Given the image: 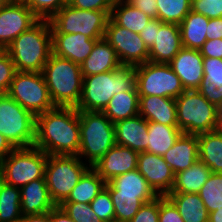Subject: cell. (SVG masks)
<instances>
[{"label":"cell","mask_w":222,"mask_h":222,"mask_svg":"<svg viewBox=\"0 0 222 222\" xmlns=\"http://www.w3.org/2000/svg\"><path fill=\"white\" fill-rule=\"evenodd\" d=\"M34 146L47 155L78 156L80 118L75 107L48 110L36 116Z\"/></svg>","instance_id":"1"},{"label":"cell","mask_w":222,"mask_h":222,"mask_svg":"<svg viewBox=\"0 0 222 222\" xmlns=\"http://www.w3.org/2000/svg\"><path fill=\"white\" fill-rule=\"evenodd\" d=\"M135 87L136 72L131 65H120L105 73L84 76L81 98L75 108L102 112L115 94L130 91Z\"/></svg>","instance_id":"2"},{"label":"cell","mask_w":222,"mask_h":222,"mask_svg":"<svg viewBox=\"0 0 222 222\" xmlns=\"http://www.w3.org/2000/svg\"><path fill=\"white\" fill-rule=\"evenodd\" d=\"M5 51L20 72H42L51 54L52 32L49 20H39L22 32Z\"/></svg>","instance_id":"3"},{"label":"cell","mask_w":222,"mask_h":222,"mask_svg":"<svg viewBox=\"0 0 222 222\" xmlns=\"http://www.w3.org/2000/svg\"><path fill=\"white\" fill-rule=\"evenodd\" d=\"M55 106L76 107L82 93L80 65L51 54L42 71Z\"/></svg>","instance_id":"4"},{"label":"cell","mask_w":222,"mask_h":222,"mask_svg":"<svg viewBox=\"0 0 222 222\" xmlns=\"http://www.w3.org/2000/svg\"><path fill=\"white\" fill-rule=\"evenodd\" d=\"M78 113L80 118L78 157H85V163H89L92 167L116 144L114 123L103 112L78 110Z\"/></svg>","instance_id":"5"},{"label":"cell","mask_w":222,"mask_h":222,"mask_svg":"<svg viewBox=\"0 0 222 222\" xmlns=\"http://www.w3.org/2000/svg\"><path fill=\"white\" fill-rule=\"evenodd\" d=\"M175 100L177 123L182 133L198 135L219 129L216 106L197 90H185Z\"/></svg>","instance_id":"6"},{"label":"cell","mask_w":222,"mask_h":222,"mask_svg":"<svg viewBox=\"0 0 222 222\" xmlns=\"http://www.w3.org/2000/svg\"><path fill=\"white\" fill-rule=\"evenodd\" d=\"M47 159L48 155L35 146L15 148L0 164V179L19 188L45 179Z\"/></svg>","instance_id":"7"},{"label":"cell","mask_w":222,"mask_h":222,"mask_svg":"<svg viewBox=\"0 0 222 222\" xmlns=\"http://www.w3.org/2000/svg\"><path fill=\"white\" fill-rule=\"evenodd\" d=\"M89 168V164L78 156L48 155L44 177L56 206H60L68 198Z\"/></svg>","instance_id":"8"},{"label":"cell","mask_w":222,"mask_h":222,"mask_svg":"<svg viewBox=\"0 0 222 222\" xmlns=\"http://www.w3.org/2000/svg\"><path fill=\"white\" fill-rule=\"evenodd\" d=\"M111 11L82 10L68 3L49 21L52 34L81 33L90 39H103Z\"/></svg>","instance_id":"9"},{"label":"cell","mask_w":222,"mask_h":222,"mask_svg":"<svg viewBox=\"0 0 222 222\" xmlns=\"http://www.w3.org/2000/svg\"><path fill=\"white\" fill-rule=\"evenodd\" d=\"M36 117L8 94H0V133L14 148L34 146Z\"/></svg>","instance_id":"10"},{"label":"cell","mask_w":222,"mask_h":222,"mask_svg":"<svg viewBox=\"0 0 222 222\" xmlns=\"http://www.w3.org/2000/svg\"><path fill=\"white\" fill-rule=\"evenodd\" d=\"M7 94L35 117L56 107L42 72L17 71Z\"/></svg>","instance_id":"11"},{"label":"cell","mask_w":222,"mask_h":222,"mask_svg":"<svg viewBox=\"0 0 222 222\" xmlns=\"http://www.w3.org/2000/svg\"><path fill=\"white\" fill-rule=\"evenodd\" d=\"M139 96H161L176 99L184 91L180 78L169 63L148 61L135 66Z\"/></svg>","instance_id":"12"},{"label":"cell","mask_w":222,"mask_h":222,"mask_svg":"<svg viewBox=\"0 0 222 222\" xmlns=\"http://www.w3.org/2000/svg\"><path fill=\"white\" fill-rule=\"evenodd\" d=\"M104 39L113 47L121 65L138 66L149 61V49L140 35L109 18Z\"/></svg>","instance_id":"13"},{"label":"cell","mask_w":222,"mask_h":222,"mask_svg":"<svg viewBox=\"0 0 222 222\" xmlns=\"http://www.w3.org/2000/svg\"><path fill=\"white\" fill-rule=\"evenodd\" d=\"M40 19L24 2H11L0 9V49L5 50L22 32Z\"/></svg>","instance_id":"14"},{"label":"cell","mask_w":222,"mask_h":222,"mask_svg":"<svg viewBox=\"0 0 222 222\" xmlns=\"http://www.w3.org/2000/svg\"><path fill=\"white\" fill-rule=\"evenodd\" d=\"M137 170L159 196H166L171 192L175 173L162 156L140 152Z\"/></svg>","instance_id":"15"},{"label":"cell","mask_w":222,"mask_h":222,"mask_svg":"<svg viewBox=\"0 0 222 222\" xmlns=\"http://www.w3.org/2000/svg\"><path fill=\"white\" fill-rule=\"evenodd\" d=\"M138 154L128 147L115 144L92 168L107 183L118 175L137 169Z\"/></svg>","instance_id":"16"},{"label":"cell","mask_w":222,"mask_h":222,"mask_svg":"<svg viewBox=\"0 0 222 222\" xmlns=\"http://www.w3.org/2000/svg\"><path fill=\"white\" fill-rule=\"evenodd\" d=\"M185 90H197L204 76L203 57L197 49L182 48L169 62Z\"/></svg>","instance_id":"17"},{"label":"cell","mask_w":222,"mask_h":222,"mask_svg":"<svg viewBox=\"0 0 222 222\" xmlns=\"http://www.w3.org/2000/svg\"><path fill=\"white\" fill-rule=\"evenodd\" d=\"M98 40L100 39H90L81 33L52 34L53 54L81 65Z\"/></svg>","instance_id":"18"},{"label":"cell","mask_w":222,"mask_h":222,"mask_svg":"<svg viewBox=\"0 0 222 222\" xmlns=\"http://www.w3.org/2000/svg\"><path fill=\"white\" fill-rule=\"evenodd\" d=\"M182 48L179 25L163 22L156 31L154 44L149 49V61L169 63Z\"/></svg>","instance_id":"19"},{"label":"cell","mask_w":222,"mask_h":222,"mask_svg":"<svg viewBox=\"0 0 222 222\" xmlns=\"http://www.w3.org/2000/svg\"><path fill=\"white\" fill-rule=\"evenodd\" d=\"M115 143L134 151L145 152L148 139V121L140 115L114 124Z\"/></svg>","instance_id":"20"},{"label":"cell","mask_w":222,"mask_h":222,"mask_svg":"<svg viewBox=\"0 0 222 222\" xmlns=\"http://www.w3.org/2000/svg\"><path fill=\"white\" fill-rule=\"evenodd\" d=\"M139 115L147 121L178 126L176 100L161 96H139Z\"/></svg>","instance_id":"21"},{"label":"cell","mask_w":222,"mask_h":222,"mask_svg":"<svg viewBox=\"0 0 222 222\" xmlns=\"http://www.w3.org/2000/svg\"><path fill=\"white\" fill-rule=\"evenodd\" d=\"M162 157L175 174L190 168L199 159L198 135L182 133Z\"/></svg>","instance_id":"22"},{"label":"cell","mask_w":222,"mask_h":222,"mask_svg":"<svg viewBox=\"0 0 222 222\" xmlns=\"http://www.w3.org/2000/svg\"><path fill=\"white\" fill-rule=\"evenodd\" d=\"M23 215L50 212L56 205L52 201L45 179L31 181L20 188Z\"/></svg>","instance_id":"23"},{"label":"cell","mask_w":222,"mask_h":222,"mask_svg":"<svg viewBox=\"0 0 222 222\" xmlns=\"http://www.w3.org/2000/svg\"><path fill=\"white\" fill-rule=\"evenodd\" d=\"M121 65L113 47L103 38L98 40L90 55L80 65L82 76L105 73Z\"/></svg>","instance_id":"24"},{"label":"cell","mask_w":222,"mask_h":222,"mask_svg":"<svg viewBox=\"0 0 222 222\" xmlns=\"http://www.w3.org/2000/svg\"><path fill=\"white\" fill-rule=\"evenodd\" d=\"M204 76L197 89L210 103L222 102V59L203 58Z\"/></svg>","instance_id":"25"},{"label":"cell","mask_w":222,"mask_h":222,"mask_svg":"<svg viewBox=\"0 0 222 222\" xmlns=\"http://www.w3.org/2000/svg\"><path fill=\"white\" fill-rule=\"evenodd\" d=\"M208 23L209 18L191 10L179 24L182 46L200 50L207 40Z\"/></svg>","instance_id":"26"},{"label":"cell","mask_w":222,"mask_h":222,"mask_svg":"<svg viewBox=\"0 0 222 222\" xmlns=\"http://www.w3.org/2000/svg\"><path fill=\"white\" fill-rule=\"evenodd\" d=\"M198 152L212 173H222V129L198 134Z\"/></svg>","instance_id":"27"},{"label":"cell","mask_w":222,"mask_h":222,"mask_svg":"<svg viewBox=\"0 0 222 222\" xmlns=\"http://www.w3.org/2000/svg\"><path fill=\"white\" fill-rule=\"evenodd\" d=\"M102 112L114 124L139 115V94L137 88L115 94Z\"/></svg>","instance_id":"28"},{"label":"cell","mask_w":222,"mask_h":222,"mask_svg":"<svg viewBox=\"0 0 222 222\" xmlns=\"http://www.w3.org/2000/svg\"><path fill=\"white\" fill-rule=\"evenodd\" d=\"M166 197L175 205L184 222H208L209 212L198 193H169Z\"/></svg>","instance_id":"29"},{"label":"cell","mask_w":222,"mask_h":222,"mask_svg":"<svg viewBox=\"0 0 222 222\" xmlns=\"http://www.w3.org/2000/svg\"><path fill=\"white\" fill-rule=\"evenodd\" d=\"M211 173V169L198 159L190 168L175 174L170 193H199Z\"/></svg>","instance_id":"30"},{"label":"cell","mask_w":222,"mask_h":222,"mask_svg":"<svg viewBox=\"0 0 222 222\" xmlns=\"http://www.w3.org/2000/svg\"><path fill=\"white\" fill-rule=\"evenodd\" d=\"M148 139L145 152L162 156L182 134L178 126H167L148 121Z\"/></svg>","instance_id":"31"},{"label":"cell","mask_w":222,"mask_h":222,"mask_svg":"<svg viewBox=\"0 0 222 222\" xmlns=\"http://www.w3.org/2000/svg\"><path fill=\"white\" fill-rule=\"evenodd\" d=\"M110 18L117 25L137 34H140L152 19L131 3L123 0H118L116 3H113Z\"/></svg>","instance_id":"32"},{"label":"cell","mask_w":222,"mask_h":222,"mask_svg":"<svg viewBox=\"0 0 222 222\" xmlns=\"http://www.w3.org/2000/svg\"><path fill=\"white\" fill-rule=\"evenodd\" d=\"M105 188L119 191V194L158 195L137 169L114 177L106 183Z\"/></svg>","instance_id":"33"},{"label":"cell","mask_w":222,"mask_h":222,"mask_svg":"<svg viewBox=\"0 0 222 222\" xmlns=\"http://www.w3.org/2000/svg\"><path fill=\"white\" fill-rule=\"evenodd\" d=\"M106 182L90 167L80 178L64 202H80L90 204L105 188Z\"/></svg>","instance_id":"34"},{"label":"cell","mask_w":222,"mask_h":222,"mask_svg":"<svg viewBox=\"0 0 222 222\" xmlns=\"http://www.w3.org/2000/svg\"><path fill=\"white\" fill-rule=\"evenodd\" d=\"M109 192L114 206L115 222H129L144 203L159 197V195H128L119 194V191Z\"/></svg>","instance_id":"35"},{"label":"cell","mask_w":222,"mask_h":222,"mask_svg":"<svg viewBox=\"0 0 222 222\" xmlns=\"http://www.w3.org/2000/svg\"><path fill=\"white\" fill-rule=\"evenodd\" d=\"M21 190L0 179V222H19L21 211Z\"/></svg>","instance_id":"36"},{"label":"cell","mask_w":222,"mask_h":222,"mask_svg":"<svg viewBox=\"0 0 222 222\" xmlns=\"http://www.w3.org/2000/svg\"><path fill=\"white\" fill-rule=\"evenodd\" d=\"M158 19L179 25L191 11V0H156Z\"/></svg>","instance_id":"37"},{"label":"cell","mask_w":222,"mask_h":222,"mask_svg":"<svg viewBox=\"0 0 222 222\" xmlns=\"http://www.w3.org/2000/svg\"><path fill=\"white\" fill-rule=\"evenodd\" d=\"M198 194L209 213L222 208V173H211Z\"/></svg>","instance_id":"38"},{"label":"cell","mask_w":222,"mask_h":222,"mask_svg":"<svg viewBox=\"0 0 222 222\" xmlns=\"http://www.w3.org/2000/svg\"><path fill=\"white\" fill-rule=\"evenodd\" d=\"M24 3L40 20H50L68 0H26Z\"/></svg>","instance_id":"39"},{"label":"cell","mask_w":222,"mask_h":222,"mask_svg":"<svg viewBox=\"0 0 222 222\" xmlns=\"http://www.w3.org/2000/svg\"><path fill=\"white\" fill-rule=\"evenodd\" d=\"M91 209L103 222H115V211L110 192L104 188L90 203Z\"/></svg>","instance_id":"40"},{"label":"cell","mask_w":222,"mask_h":222,"mask_svg":"<svg viewBox=\"0 0 222 222\" xmlns=\"http://www.w3.org/2000/svg\"><path fill=\"white\" fill-rule=\"evenodd\" d=\"M60 207L76 222H103L91 209L90 204L63 202Z\"/></svg>","instance_id":"41"},{"label":"cell","mask_w":222,"mask_h":222,"mask_svg":"<svg viewBox=\"0 0 222 222\" xmlns=\"http://www.w3.org/2000/svg\"><path fill=\"white\" fill-rule=\"evenodd\" d=\"M17 70L5 50H0V94H7Z\"/></svg>","instance_id":"42"},{"label":"cell","mask_w":222,"mask_h":222,"mask_svg":"<svg viewBox=\"0 0 222 222\" xmlns=\"http://www.w3.org/2000/svg\"><path fill=\"white\" fill-rule=\"evenodd\" d=\"M191 10L209 19L222 17V0H191Z\"/></svg>","instance_id":"43"},{"label":"cell","mask_w":222,"mask_h":222,"mask_svg":"<svg viewBox=\"0 0 222 222\" xmlns=\"http://www.w3.org/2000/svg\"><path fill=\"white\" fill-rule=\"evenodd\" d=\"M159 197L144 203L129 222H158Z\"/></svg>","instance_id":"44"},{"label":"cell","mask_w":222,"mask_h":222,"mask_svg":"<svg viewBox=\"0 0 222 222\" xmlns=\"http://www.w3.org/2000/svg\"><path fill=\"white\" fill-rule=\"evenodd\" d=\"M158 222H184L175 205L166 196H159Z\"/></svg>","instance_id":"45"},{"label":"cell","mask_w":222,"mask_h":222,"mask_svg":"<svg viewBox=\"0 0 222 222\" xmlns=\"http://www.w3.org/2000/svg\"><path fill=\"white\" fill-rule=\"evenodd\" d=\"M68 4L82 10L111 11L113 2L111 0H68Z\"/></svg>","instance_id":"46"},{"label":"cell","mask_w":222,"mask_h":222,"mask_svg":"<svg viewBox=\"0 0 222 222\" xmlns=\"http://www.w3.org/2000/svg\"><path fill=\"white\" fill-rule=\"evenodd\" d=\"M163 22L157 18H152L148 24L143 28V30L140 32V37L150 49L155 41V35L156 31L160 28V25Z\"/></svg>","instance_id":"47"},{"label":"cell","mask_w":222,"mask_h":222,"mask_svg":"<svg viewBox=\"0 0 222 222\" xmlns=\"http://www.w3.org/2000/svg\"><path fill=\"white\" fill-rule=\"evenodd\" d=\"M199 51L203 58L222 59V39L206 40Z\"/></svg>","instance_id":"48"},{"label":"cell","mask_w":222,"mask_h":222,"mask_svg":"<svg viewBox=\"0 0 222 222\" xmlns=\"http://www.w3.org/2000/svg\"><path fill=\"white\" fill-rule=\"evenodd\" d=\"M131 4L150 18L158 19V6L156 0H134Z\"/></svg>","instance_id":"49"},{"label":"cell","mask_w":222,"mask_h":222,"mask_svg":"<svg viewBox=\"0 0 222 222\" xmlns=\"http://www.w3.org/2000/svg\"><path fill=\"white\" fill-rule=\"evenodd\" d=\"M206 32L207 40L222 39V17L209 19Z\"/></svg>","instance_id":"50"},{"label":"cell","mask_w":222,"mask_h":222,"mask_svg":"<svg viewBox=\"0 0 222 222\" xmlns=\"http://www.w3.org/2000/svg\"><path fill=\"white\" fill-rule=\"evenodd\" d=\"M51 222H76V221L72 220L60 206H56L51 210Z\"/></svg>","instance_id":"51"},{"label":"cell","mask_w":222,"mask_h":222,"mask_svg":"<svg viewBox=\"0 0 222 222\" xmlns=\"http://www.w3.org/2000/svg\"><path fill=\"white\" fill-rule=\"evenodd\" d=\"M19 222H51V211L43 214L23 215Z\"/></svg>","instance_id":"52"},{"label":"cell","mask_w":222,"mask_h":222,"mask_svg":"<svg viewBox=\"0 0 222 222\" xmlns=\"http://www.w3.org/2000/svg\"><path fill=\"white\" fill-rule=\"evenodd\" d=\"M14 149L12 144L0 133V164Z\"/></svg>","instance_id":"53"},{"label":"cell","mask_w":222,"mask_h":222,"mask_svg":"<svg viewBox=\"0 0 222 222\" xmlns=\"http://www.w3.org/2000/svg\"><path fill=\"white\" fill-rule=\"evenodd\" d=\"M208 222H222V208L209 213Z\"/></svg>","instance_id":"54"},{"label":"cell","mask_w":222,"mask_h":222,"mask_svg":"<svg viewBox=\"0 0 222 222\" xmlns=\"http://www.w3.org/2000/svg\"><path fill=\"white\" fill-rule=\"evenodd\" d=\"M219 129H222V102L216 106Z\"/></svg>","instance_id":"55"},{"label":"cell","mask_w":222,"mask_h":222,"mask_svg":"<svg viewBox=\"0 0 222 222\" xmlns=\"http://www.w3.org/2000/svg\"><path fill=\"white\" fill-rule=\"evenodd\" d=\"M11 2H13V0H0V9L3 6L10 4Z\"/></svg>","instance_id":"56"},{"label":"cell","mask_w":222,"mask_h":222,"mask_svg":"<svg viewBox=\"0 0 222 222\" xmlns=\"http://www.w3.org/2000/svg\"><path fill=\"white\" fill-rule=\"evenodd\" d=\"M15 2H25L26 0H13Z\"/></svg>","instance_id":"57"},{"label":"cell","mask_w":222,"mask_h":222,"mask_svg":"<svg viewBox=\"0 0 222 222\" xmlns=\"http://www.w3.org/2000/svg\"><path fill=\"white\" fill-rule=\"evenodd\" d=\"M125 2H128V3H132L134 0H123Z\"/></svg>","instance_id":"58"}]
</instances>
